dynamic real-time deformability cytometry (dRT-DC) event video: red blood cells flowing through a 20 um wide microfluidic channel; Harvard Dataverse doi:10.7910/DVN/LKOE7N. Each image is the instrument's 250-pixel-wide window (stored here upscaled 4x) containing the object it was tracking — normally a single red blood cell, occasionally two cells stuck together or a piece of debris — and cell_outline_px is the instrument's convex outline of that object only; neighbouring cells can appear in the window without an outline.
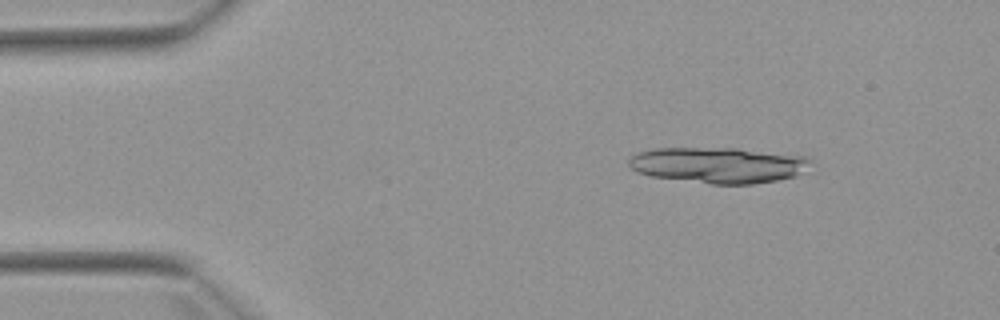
{"species": "Egyptian fruit bat (a non-hibernating species)", "species_latin": "Rousettus aegyptiacus", "temperature_condition": "warm", "stored_images_in_passage": 5, "camera_frame_rate_fps": 3000, "um_per_image_px": 0.085, "animal": {"sex": "female"}, "frame": {"image": 1, "passage_image": 2, "time_ms": 1.333, "image_size_px": [1000, 320], "cell_outline_px": [[812, 160], [804, 172], [796, 176], [776, 180], [752, 184], [712, 184], [652, 176], [636, 172], [628, 164], [628, 156], [636, 152], [656, 148], [740, 148], [808, 156]], "centroid_in_image_um": [61.06, 14.02], "position_along_channel_um": 23.9, "area_um2": 38.32}}